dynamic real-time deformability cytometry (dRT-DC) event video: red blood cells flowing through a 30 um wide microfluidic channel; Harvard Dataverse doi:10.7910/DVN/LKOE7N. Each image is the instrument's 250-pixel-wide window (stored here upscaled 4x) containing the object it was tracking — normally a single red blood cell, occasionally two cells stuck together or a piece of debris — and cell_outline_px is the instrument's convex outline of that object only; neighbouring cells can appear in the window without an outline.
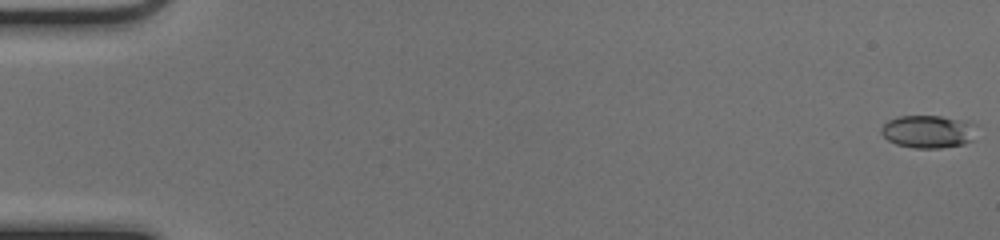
{"species": "common noctule bat (a hibernating species)", "species_latin": "Nyctalus noctula", "temperature_condition": "cold", "stored_images_in_passage": 52, "camera_frame_rate_fps": 3000, "um_per_image_px": 0.085, "animal": {"sex": "female", "body_mass_g": 17.0, "forearm_length_mm": 48.0}, "frame": {"image": 1, "passage_image": 1, "time_ms": 0.0, "image_size_px": [1000, 240], "cell_outline_px": [[976, 124], [972, 140], [964, 144], [940, 148], [912, 148], [896, 144], [888, 140], [880, 132], [880, 128], [888, 120], [900, 116], [940, 116], [968, 120]], "centroid_in_image_um": [78.9, 11.18], "position_along_channel_um": 6.1, "area_um2": 18.38}}
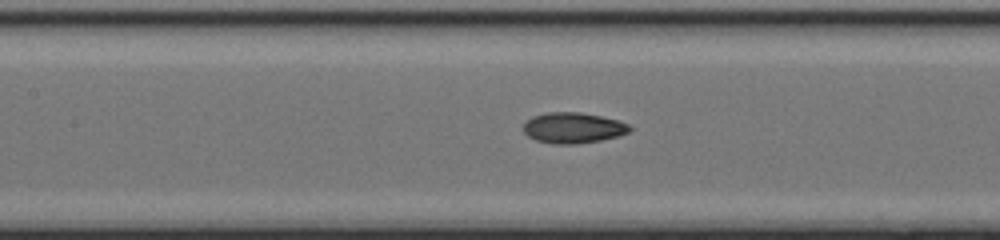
{"frame": {"image": 2, "passage_image": 25, "time_ms": 8.0, "image_size_px": [1000, 240], "cell_outline_px": [[632, 128], [628, 132], [620, 136], [600, 140], [576, 144], [552, 144], [536, 140], [528, 136], [524, 132], [524, 124], [532, 116], [548, 112], [580, 112], [600, 116], [616, 120], [628, 124]], "centroid_in_image_um": [48.71, 10.87], "position_along_channel_um": 158.7, "area_um2": 18.96}}
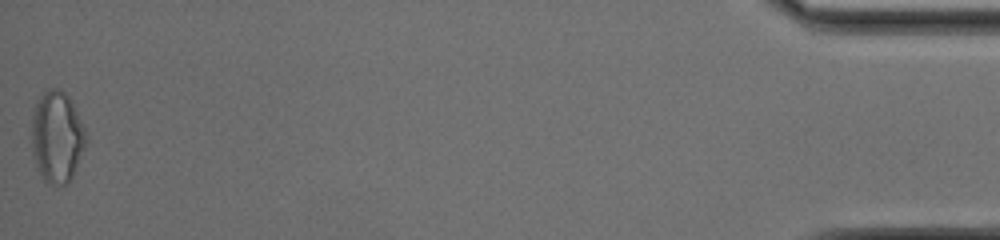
{"frame": {"image": 3, "passage_image": 52, "time_ms": 17.0, "image_size_px": [1000, 240], "cell_outline_px": [[88, 140], [72, 176], [64, 184], [48, 184], [44, 180], [36, 168], [32, 152], [32, 116], [36, 100], [48, 88], [60, 88], [72, 100], [84, 128]], "centroid_in_image_um": [4.83, 11.6], "position_along_channel_um": 430.4, "area_um2": 29.07}, "authors_computed_cell_mechanics": {"area_um2": 18.6116, "velocity_mm_per_s": 4.0865, "shape_relaxation_time_tau1_ms": null, "shape_relaxation_time_tau2_ms": 1.9473, "deformation_change_tau1": null, "deformation_change_tau2": 0.0707}}